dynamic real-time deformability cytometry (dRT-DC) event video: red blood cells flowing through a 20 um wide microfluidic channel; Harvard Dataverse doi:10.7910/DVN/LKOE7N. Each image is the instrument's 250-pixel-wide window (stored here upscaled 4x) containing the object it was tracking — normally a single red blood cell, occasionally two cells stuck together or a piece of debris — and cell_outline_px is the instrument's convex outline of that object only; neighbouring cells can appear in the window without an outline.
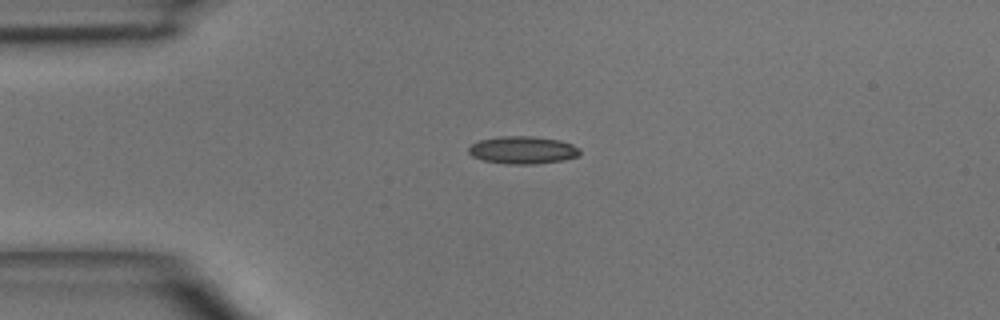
{"species": "common noctule bat (a hibernating species)", "species_latin": "Nyctalus noctula", "temperature_condition": "room temperature", "stored_images_in_passage": 5, "camera_frame_rate_fps": 3000, "um_per_image_px": 0.085, "animal": {"sex": "male", "body_mass_g": 15.6}, "frame": {"image": 1, "passage_image": 1, "time_ms": 0.0, "image_size_px": [1000, 320], "cell_outline_px": [[580, 156], [560, 160], [536, 164], [508, 164], [484, 160], [472, 156], [468, 152], [468, 148], [472, 144], [480, 140], [500, 136], [532, 136], [560, 140], [572, 144], [580, 148]], "centroid_in_image_um": [44.45, 12.75], "position_along_channel_um": 40.6, "area_um2": 17.86}}
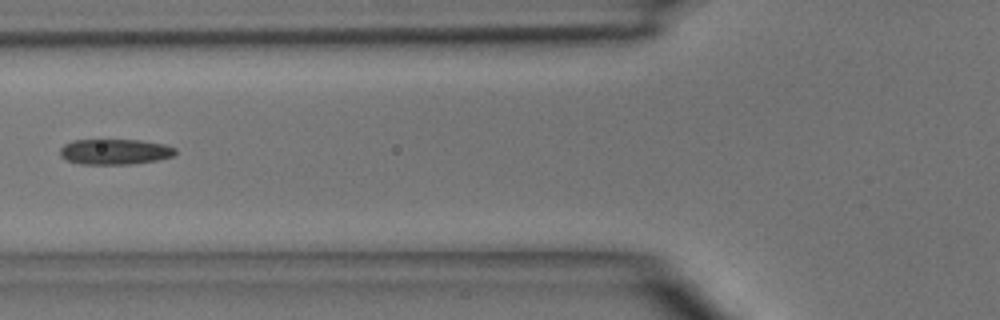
{"frame": {"image": 2, "passage_image": 3, "time_ms": 2.333, "image_size_px": [1000, 320], "cell_outline_px": [[176, 152], [172, 156], [156, 160], [128, 164], [80, 164], [68, 160], [60, 156], [60, 148], [64, 144], [72, 140], [140, 140], [164, 144], [176, 148]], "centroid_in_image_um": [9.74, 12.89], "position_along_channel_um": 116.1, "area_um2": 17.05}}
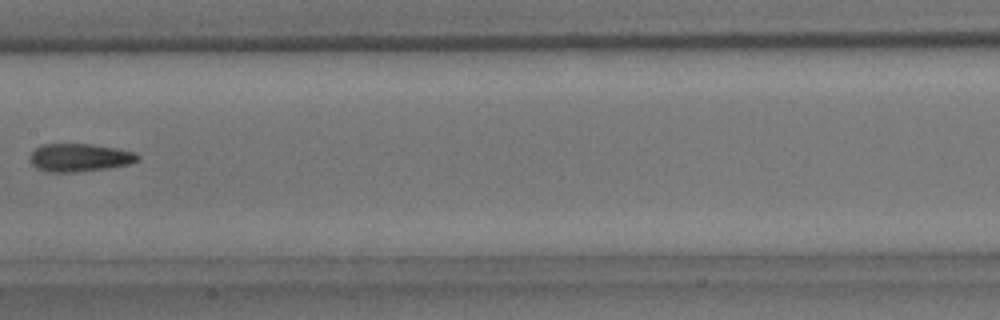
{"frame": {"image": 3, "passage_image": 5, "time_ms": 4.333, "image_size_px": [1000, 320], "cell_outline_px": [[140, 160], [128, 164], [108, 168], [76, 172], [48, 172], [36, 168], [32, 164], [28, 156], [36, 148], [44, 144], [92, 144], [116, 148], [136, 152], [140, 156]], "centroid_in_image_um": [6.77, 13.39], "position_along_channel_um": 200.6, "area_um2": 17.69}}